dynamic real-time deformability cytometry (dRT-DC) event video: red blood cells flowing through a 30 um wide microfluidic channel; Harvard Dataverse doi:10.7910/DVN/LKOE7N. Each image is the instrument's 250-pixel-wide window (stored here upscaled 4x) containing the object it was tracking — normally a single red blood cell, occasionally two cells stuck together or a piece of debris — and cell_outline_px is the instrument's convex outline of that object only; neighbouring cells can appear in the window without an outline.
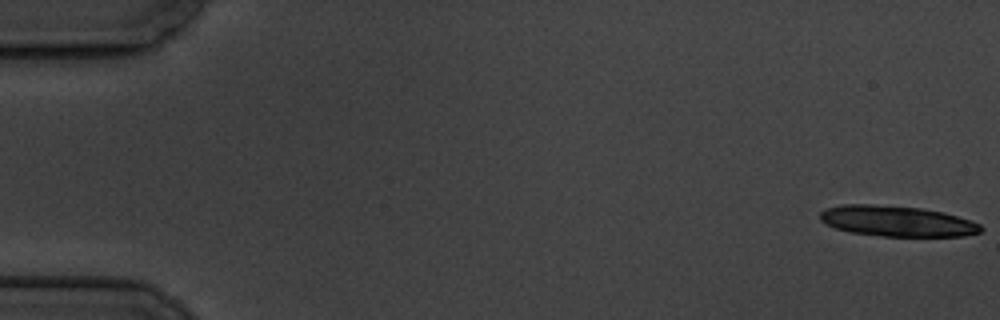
{"species": "common noctule bat (a hibernating species)", "species_latin": "Nyctalus noctula", "temperature_condition": "cold", "stored_images_in_passage": 17, "camera_frame_rate_fps": 3000, "um_per_image_px": 0.085, "animal": {"sex": "male", "body_mass_g": 19.5, "forearm_length_mm": 54.6}, "frame": {"image": 1, "passage_image": 1, "time_ms": 0.0, "image_size_px": [1000, 320], "cell_outline_px": [[984, 228], [980, 232], [964, 236], [884, 236], [848, 232], [824, 224], [820, 220], [820, 212], [824, 208], [840, 204], [872, 204], [920, 208], [944, 212], [980, 224]], "centroid_in_image_um": [76.19, 18.79], "position_along_channel_um": 8.8, "area_um2": 28.78}}